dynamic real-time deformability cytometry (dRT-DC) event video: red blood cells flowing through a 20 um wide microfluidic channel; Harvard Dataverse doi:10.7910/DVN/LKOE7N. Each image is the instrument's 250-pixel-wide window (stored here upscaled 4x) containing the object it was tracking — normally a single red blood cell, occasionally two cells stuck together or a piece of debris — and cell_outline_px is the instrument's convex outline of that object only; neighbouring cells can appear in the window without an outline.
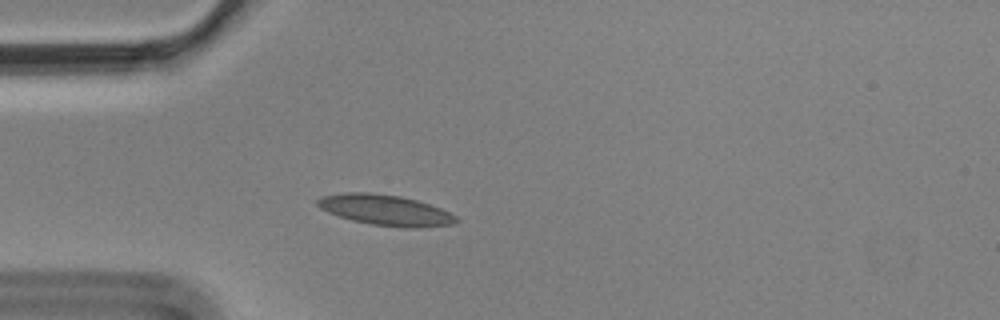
{"species": "Egyptian fruit bat (a non-hibernating species)", "species_latin": "Rousettus aegyptiacus", "temperature_condition": "cold", "stored_images_in_passage": 5, "camera_frame_rate_fps": 3000, "um_per_image_px": 0.085, "animal": {"sex": "male"}, "frame": {"image": 1, "passage_image": 4, "time_ms": 1.0, "image_size_px": [1000, 320], "cell_outline_px": [[460, 220], [452, 224], [420, 228], [404, 228], [372, 224], [352, 220], [328, 212], [320, 208], [316, 204], [316, 200], [320, 196], [344, 192], [368, 192], [400, 196], [416, 200], [440, 208], [456, 216]], "centroid_in_image_um": [32.74, 17.85], "position_along_channel_um": 52.3, "area_um2": 24.74}}